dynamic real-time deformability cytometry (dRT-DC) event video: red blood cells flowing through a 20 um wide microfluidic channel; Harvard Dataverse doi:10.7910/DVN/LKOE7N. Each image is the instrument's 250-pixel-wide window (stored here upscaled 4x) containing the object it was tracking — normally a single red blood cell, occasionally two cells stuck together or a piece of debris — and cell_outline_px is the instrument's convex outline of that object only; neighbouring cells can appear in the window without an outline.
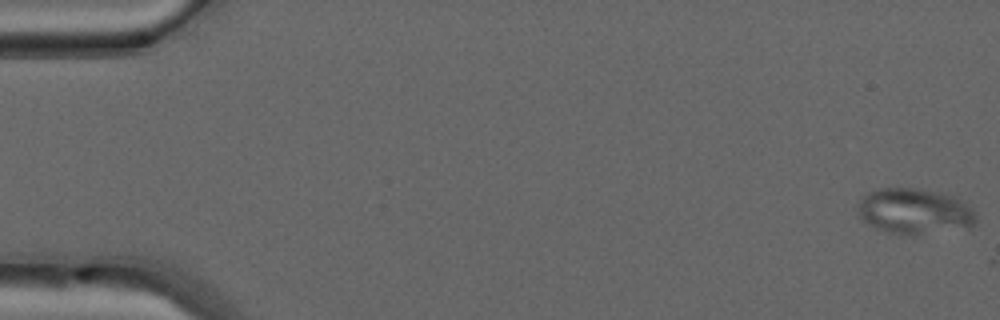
{"species": "common noctule bat (a hibernating species)", "species_latin": "Nyctalus noctula", "temperature_condition": "warm", "stored_images_in_passage": 7, "camera_frame_rate_fps": 3000, "um_per_image_px": 0.085, "animal": {"sex": "male", "forearm_length_mm": 52.5}, "frame": {"image": 1, "passage_image": 1, "time_ms": 0.0, "image_size_px": [1000, 320], "cell_outline_px": [[976, 224], [968, 228], [912, 236], [900, 236], [884, 232], [868, 224], [856, 216], [856, 208], [860, 200], [868, 192], [880, 188], [920, 188], [940, 192], [956, 196], [972, 208], [976, 212]], "centroid_in_image_um": [77.72, 17.98], "position_along_channel_um": 7.3, "area_um2": 32.54}}